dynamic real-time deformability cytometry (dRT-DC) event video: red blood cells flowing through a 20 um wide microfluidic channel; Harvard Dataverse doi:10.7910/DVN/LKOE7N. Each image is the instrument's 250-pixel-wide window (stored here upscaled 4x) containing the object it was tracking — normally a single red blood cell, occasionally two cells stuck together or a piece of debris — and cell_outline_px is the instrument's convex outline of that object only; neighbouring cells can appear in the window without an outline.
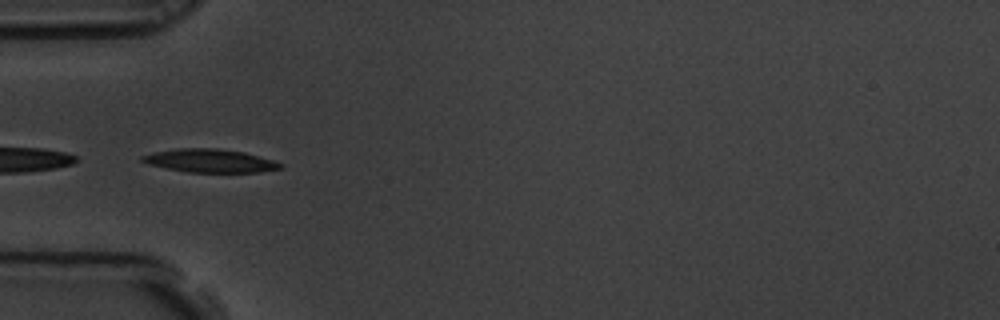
{"species": "common noctule bat (a hibernating species)", "species_latin": "Nyctalus noctula", "temperature_condition": "room temperature", "stored_images_in_passage": 8, "camera_frame_rate_fps": 3000, "um_per_image_px": 0.085, "animal": {"sex": "male", "body_mass_g": 19.5, "forearm_length_mm": 54.6}, "frame": {"image": 1, "passage_image": 5, "time_ms": 1.333, "image_size_px": [1000, 320], "cell_outline_px": [[284, 168], [260, 172], [188, 172], [164, 168], [148, 164], [140, 160], [140, 156], [152, 152], [180, 148], [216, 148], [244, 152], [272, 160], [284, 164]], "centroid_in_image_um": [17.83, 13.66], "position_along_channel_um": 67.2, "area_um2": 18.84}}
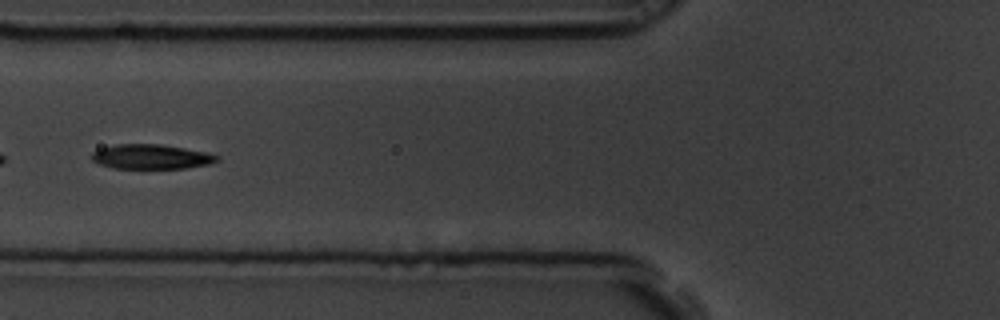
{"frame": {"image": 2, "passage_image": 6, "time_ms": 1.667, "image_size_px": [1000, 320], "cell_outline_px": [[220, 160], [208, 164], [188, 168], [112, 168], [100, 164], [92, 160], [92, 152], [100, 148], [116, 144], [160, 144], [208, 152], [220, 156]], "centroid_in_image_um": [12.88, 13.32], "position_along_channel_um": 112.9, "area_um2": 18.03}}
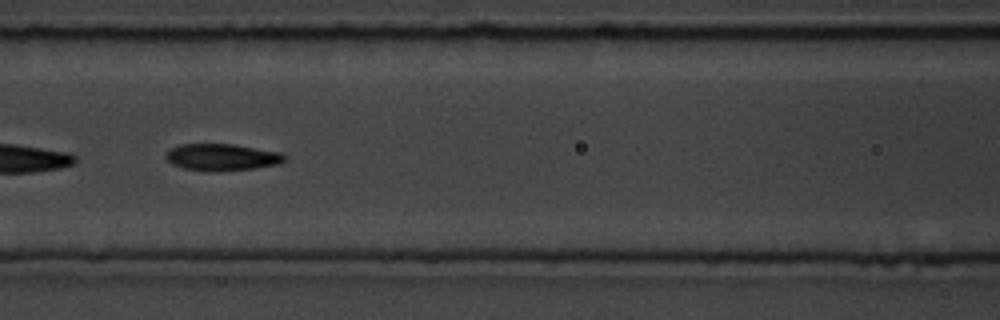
{"frame": {"image": 3, "passage_image": 7, "time_ms": 2.0, "image_size_px": [1000, 320], "cell_outline_px": [[288, 156], [284, 160], [276, 164], [256, 168], [216, 172], [212, 172], [184, 168], [172, 164], [164, 156], [172, 148], [180, 144], [232, 144], [280, 152]], "centroid_in_image_um": [18.86, 13.37], "position_along_channel_um": 147.7, "area_um2": 18.5}}